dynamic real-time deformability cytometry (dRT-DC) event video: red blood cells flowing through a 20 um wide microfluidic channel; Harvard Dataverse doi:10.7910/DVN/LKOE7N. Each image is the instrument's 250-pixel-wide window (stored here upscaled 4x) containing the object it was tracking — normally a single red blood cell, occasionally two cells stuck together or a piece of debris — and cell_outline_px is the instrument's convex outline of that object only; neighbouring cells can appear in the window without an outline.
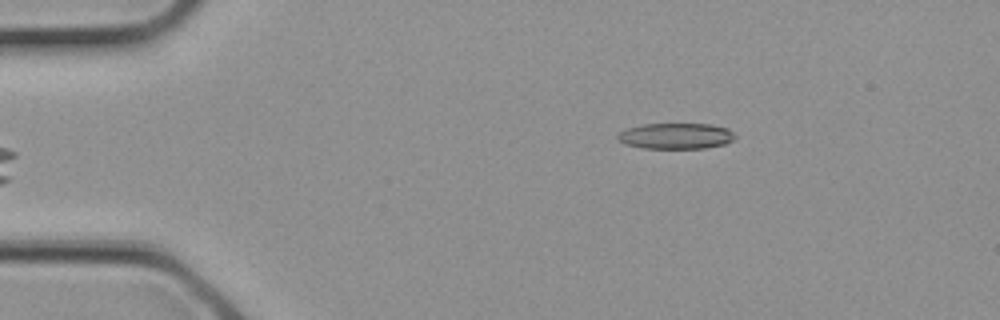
{"species": "common noctule bat (a hibernating species)", "species_latin": "Nyctalus noctula", "temperature_condition": "cold", "stored_images_in_passage": 2, "camera_frame_rate_fps": 3000, "um_per_image_px": 0.085, "animal": {"sex": "female", "body_mass_g": 21.9}, "frame": {"image": 1, "passage_image": 1, "time_ms": 0.0, "image_size_px": [1000, 320], "cell_outline_px": [[736, 136], [732, 140], [724, 144], [704, 148], [644, 148], [624, 144], [616, 136], [620, 132], [628, 128], [644, 124], [712, 124], [728, 128]], "centroid_in_image_um": [57.46, 11.55], "position_along_channel_um": 27.5, "area_um2": 17.57}}
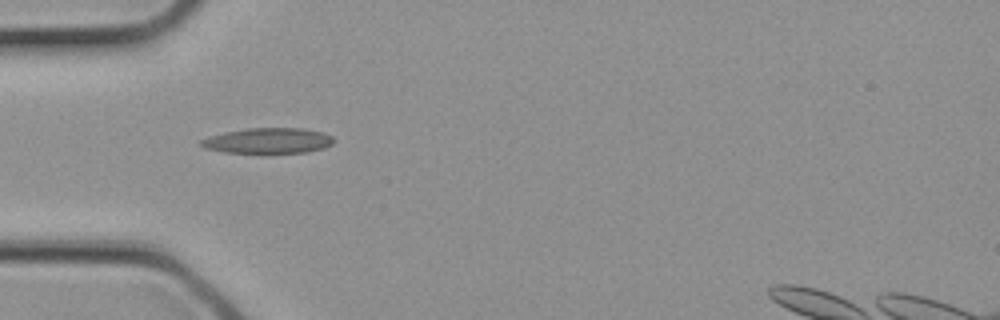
{"frame": {"image": 2, "passage_image": 2, "time_ms": 0.333, "image_size_px": [1000, 320], "cell_outline_px": [[336, 140], [332, 144], [324, 148], [308, 152], [224, 152], [204, 148], [200, 144], [200, 140], [208, 136], [224, 132], [248, 128], [300, 128], [324, 132], [332, 136]], "centroid_in_image_um": [22.81, 11.95], "position_along_channel_um": 62.2, "area_um2": 19.65}}